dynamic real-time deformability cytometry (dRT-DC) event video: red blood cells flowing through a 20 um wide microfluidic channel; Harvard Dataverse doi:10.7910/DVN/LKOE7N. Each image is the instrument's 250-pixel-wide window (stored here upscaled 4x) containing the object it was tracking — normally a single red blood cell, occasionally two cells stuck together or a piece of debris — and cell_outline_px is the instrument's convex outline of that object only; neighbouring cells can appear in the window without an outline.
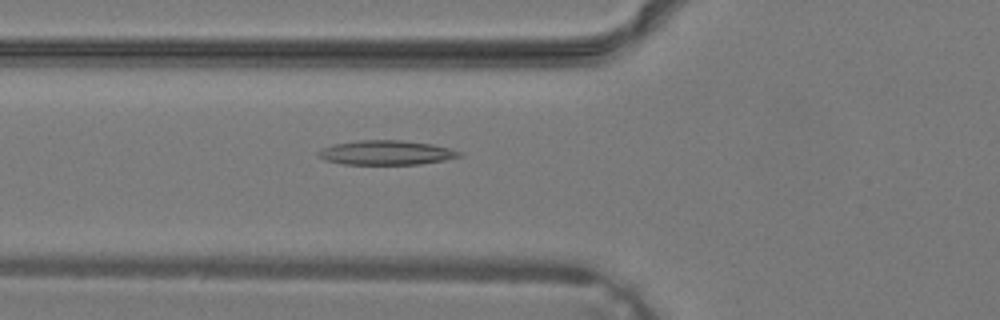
{"species": "common noctule bat (a hibernating species)", "species_latin": "Nyctalus noctula", "temperature_condition": "warm", "stored_images_in_passage": 25, "camera_frame_rate_fps": 3000, "um_per_image_px": 0.085, "animal": {"sex": "male", "body_mass_g": 19.2, "forearm_length_mm": 51.8}, "frame": {"image": 1, "passage_image": 4, "time_ms": 1.0, "image_size_px": [1000, 320], "cell_outline_px": [[464, 156], [444, 160], [420, 164], [344, 164], [324, 160], [316, 152], [324, 148], [336, 144], [356, 140], [400, 140], [432, 144], [448, 148], [460, 152]], "centroid_in_image_um": [32.84, 12.97], "position_along_channel_um": 93.0, "area_um2": 19.88}}
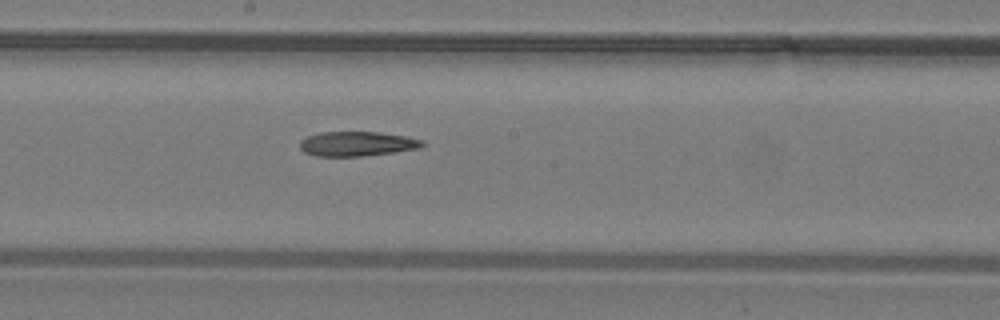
{"frame": {"image": 2, "passage_image": 11, "time_ms": 3.333, "image_size_px": [1000, 320], "cell_outline_px": [[424, 144], [420, 148], [364, 156], [316, 156], [304, 152], [300, 148], [300, 140], [308, 136], [320, 132], [380, 132], [408, 136], [424, 140]], "centroid_in_image_um": [30.36, 12.22], "position_along_channel_um": 217.8, "area_um2": 17.63}}
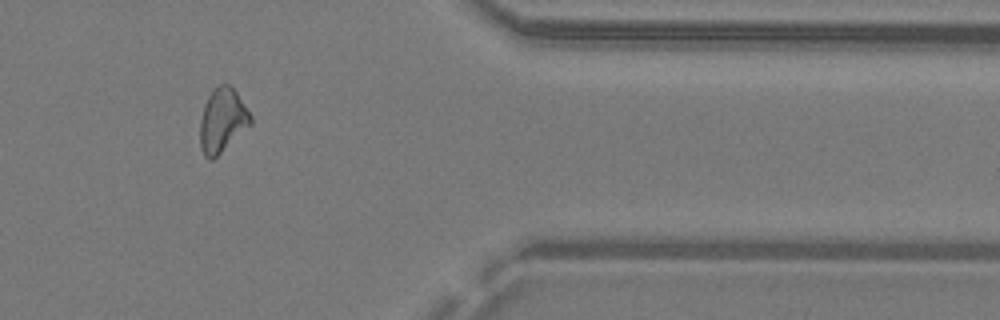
{"frame": {"image": 3, "passage_image": 22, "time_ms": 7.0, "image_size_px": [1000, 320], "cell_outline_px": [[252, 124], [212, 160], [208, 160], [204, 156], [200, 148], [200, 120], [204, 104], [212, 88], [220, 84], [228, 84], [236, 92], [252, 116]], "centroid_in_image_um": [18.89, 10.23], "position_along_channel_um": 392.5, "area_um2": 18.9}}